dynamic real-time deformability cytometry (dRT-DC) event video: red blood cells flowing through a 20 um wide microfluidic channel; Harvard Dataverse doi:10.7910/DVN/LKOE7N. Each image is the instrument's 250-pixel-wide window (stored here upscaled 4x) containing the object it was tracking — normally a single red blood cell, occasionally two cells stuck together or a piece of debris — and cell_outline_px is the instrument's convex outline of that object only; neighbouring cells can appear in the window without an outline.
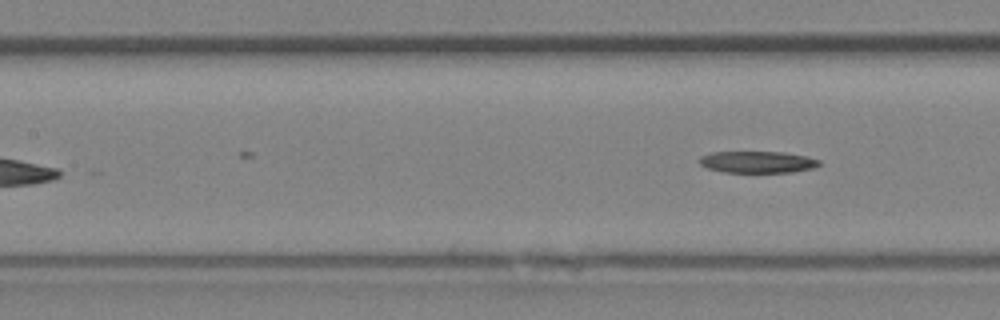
{"species": "Egyptian fruit bat (a non-hibernating species)", "species_latin": "Rousettus aegyptiacus", "temperature_condition": "room temperature", "stored_images_in_passage": 8, "camera_frame_rate_fps": 3000, "um_per_image_px": 0.085, "animal": {"sex": "female"}, "frame": {"image": 1, "passage_image": 8, "time_ms": 2.333, "image_size_px": [1000, 320], "cell_outline_px": [[820, 164], [812, 168], [792, 172], [724, 172], [708, 168], [700, 164], [696, 160], [700, 156], [712, 152], [784, 152], [804, 156], [820, 160]], "centroid_in_image_um": [64.33, 13.77], "position_along_channel_um": 143.1, "area_um2": 15.09}}